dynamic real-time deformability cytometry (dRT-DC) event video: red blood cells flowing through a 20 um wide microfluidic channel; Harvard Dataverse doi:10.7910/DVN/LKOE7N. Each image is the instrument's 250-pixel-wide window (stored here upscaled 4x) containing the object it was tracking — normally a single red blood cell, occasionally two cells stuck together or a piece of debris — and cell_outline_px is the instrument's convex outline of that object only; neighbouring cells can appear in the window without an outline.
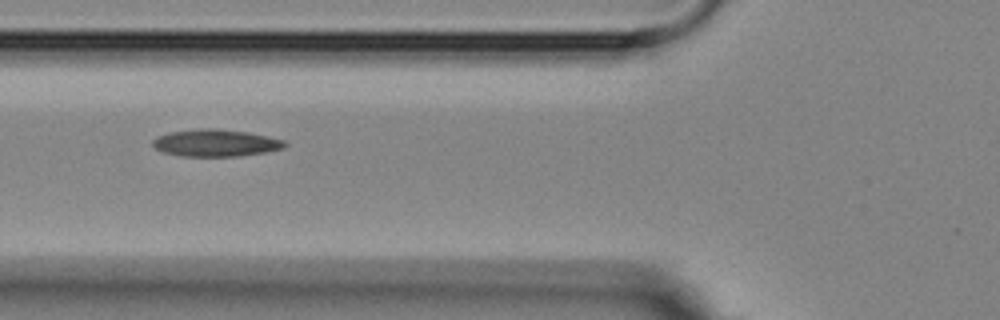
{"species": "Egyptian fruit bat (a non-hibernating species)", "species_latin": "Rousettus aegyptiacus", "temperature_condition": "room temperature", "stored_images_in_passage": 11, "camera_frame_rate_fps": 3000, "um_per_image_px": 0.085, "animal": {"sex": "female"}, "frame": {"image": 1, "passage_image": 2, "time_ms": 1.0, "image_size_px": [1000, 320], "cell_outline_px": [[288, 144], [284, 148], [264, 152], [240, 156], [180, 156], [164, 152], [156, 148], [152, 144], [152, 140], [156, 136], [168, 132], [200, 128], [216, 128], [248, 132], [268, 136], [284, 140]], "centroid_in_image_um": [18.32, 12.14], "position_along_channel_um": 107.5, "area_um2": 20.98}}
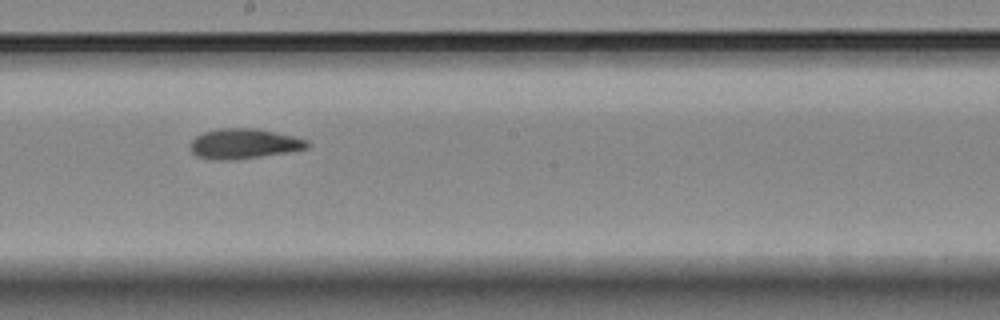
{"frame": {"image": 2, "passage_image": 5, "time_ms": 4.333, "image_size_px": [1000, 320], "cell_outline_px": [[312, 144], [308, 148], [288, 152], [260, 156], [228, 160], [212, 160], [196, 156], [192, 152], [188, 144], [196, 136], [204, 132], [220, 128], [256, 128], [292, 136], [308, 140]], "centroid_in_image_um": [20.71, 12.21], "position_along_channel_um": 227.5, "area_um2": 20.52}}
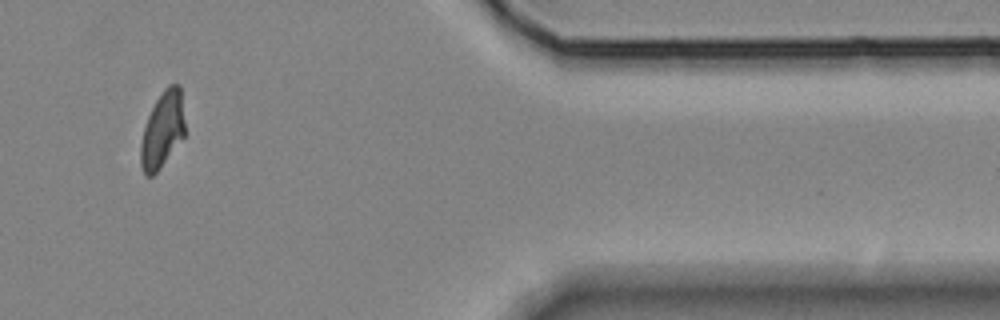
{"frame": {"image": 3, "passage_image": 9, "time_ms": 10.0, "image_size_px": [1000, 320], "cell_outline_px": [[184, 136], [160, 168], [152, 176], [144, 176], [140, 164], [140, 144], [144, 128], [148, 116], [156, 100], [164, 88], [168, 84], [180, 84], [184, 124]], "centroid_in_image_um": [13.79, 11.05], "position_along_channel_um": 397.6, "area_um2": 19.48}}